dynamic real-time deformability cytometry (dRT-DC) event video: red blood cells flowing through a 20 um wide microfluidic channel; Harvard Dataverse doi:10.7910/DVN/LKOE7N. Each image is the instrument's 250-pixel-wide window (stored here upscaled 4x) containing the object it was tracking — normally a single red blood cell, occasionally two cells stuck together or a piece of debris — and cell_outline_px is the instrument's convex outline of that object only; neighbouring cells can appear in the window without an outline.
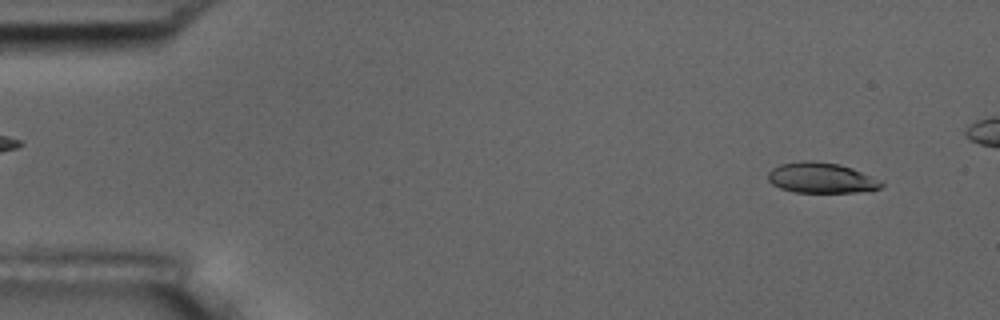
{"species": "common noctule bat (a hibernating species)", "species_latin": "Nyctalus noctula", "temperature_condition": "room temperature", "stored_images_in_passage": 50, "camera_frame_rate_fps": 3000, "um_per_image_px": 0.085, "animal": {"sex": "male", "body_mass_g": 17.5, "forearm_length_mm": 52.3}, "frame": {"image": 1, "passage_image": 4, "time_ms": 1.0, "image_size_px": [1000, 320], "cell_outline_px": [[884, 184], [880, 188], [856, 192], [796, 192], [780, 188], [772, 184], [768, 180], [768, 172], [772, 168], [780, 164], [800, 160], [812, 160], [840, 164], [852, 168]], "centroid_in_image_um": [69.72, 15.1], "position_along_channel_um": 15.3, "area_um2": 19.88}}
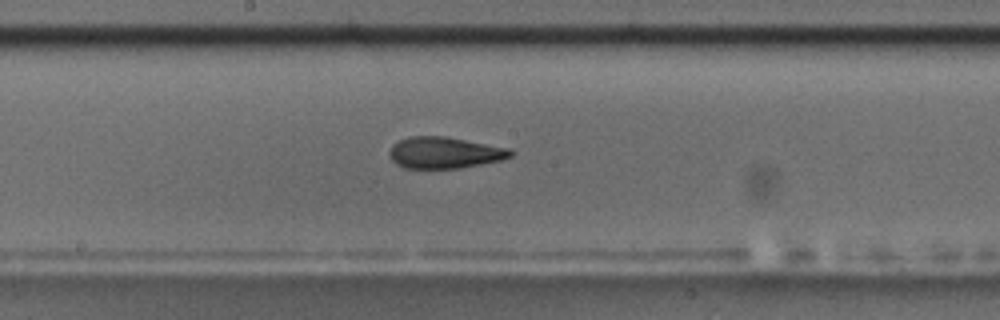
{"frame": {"image": 2, "passage_image": 29, "time_ms": 9.333, "image_size_px": [1000, 320], "cell_outline_px": [[512, 156], [500, 160], [460, 168], [404, 168], [396, 164], [392, 160], [388, 152], [392, 144], [408, 136], [444, 136], [512, 148]], "centroid_in_image_um": [37.77, 12.97], "position_along_channel_um": 210.4, "area_um2": 22.25}}
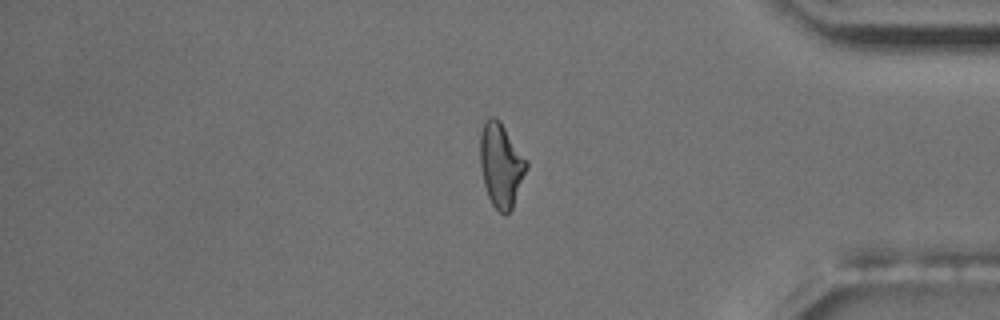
{"frame": {"image": 3, "passage_image": 46, "time_ms": 15.0, "image_size_px": [1000, 320], "cell_outline_px": [[528, 168], [512, 208], [504, 216], [492, 204], [488, 196], [484, 184], [480, 164], [480, 132], [484, 120], [492, 116], [496, 116], [500, 120], [528, 160]], "centroid_in_image_um": [42.59, 13.99], "position_along_channel_um": 392.6, "area_um2": 22.95}, "authors_computed_cell_mechanics": {"area_um2": 22.0507, "velocity_mm_per_s": 3.6438, "shape_relaxation_time_tau1_ms": 7.0391, "shape_relaxation_time_tau2_ms": 2.8491, "deformation_change_tau1": 0.189, "deformation_change_tau2": 0.105}}